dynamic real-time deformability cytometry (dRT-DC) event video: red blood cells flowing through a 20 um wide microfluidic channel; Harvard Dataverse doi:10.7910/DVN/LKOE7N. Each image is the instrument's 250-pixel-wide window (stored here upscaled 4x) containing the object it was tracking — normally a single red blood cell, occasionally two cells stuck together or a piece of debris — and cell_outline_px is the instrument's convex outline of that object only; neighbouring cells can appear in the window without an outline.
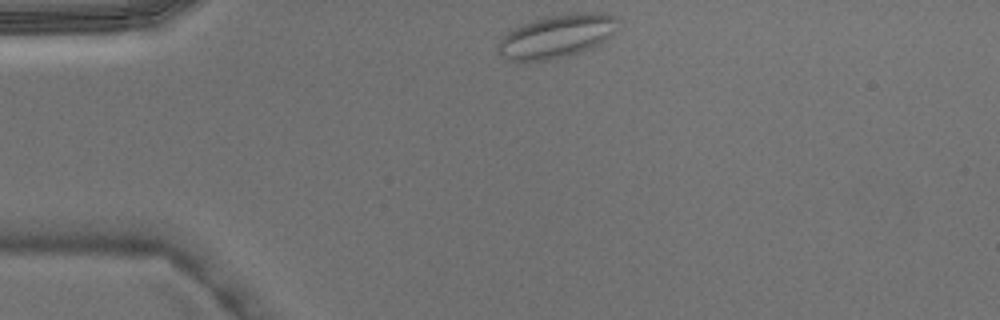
{"species": "Egyptian fruit bat (a non-hibernating species)", "species_latin": "Rousettus aegyptiacus", "temperature_condition": "warm", "stored_images_in_passage": 3, "camera_frame_rate_fps": 3000, "um_per_image_px": 0.085, "animal": {"sex": "male"}, "frame": {"image": 1, "passage_image": 1, "time_ms": 0.0, "image_size_px": [1000, 320], "cell_outline_px": [[620, 20], [612, 36], [580, 52], [556, 60], [528, 64], [512, 60], [500, 56], [500, 40], [508, 32], [520, 24], [544, 16], [568, 12], [604, 12], [616, 16]], "centroid_in_image_um": [47.34, 3.08], "position_along_channel_um": 37.7, "area_um2": 30.98}}